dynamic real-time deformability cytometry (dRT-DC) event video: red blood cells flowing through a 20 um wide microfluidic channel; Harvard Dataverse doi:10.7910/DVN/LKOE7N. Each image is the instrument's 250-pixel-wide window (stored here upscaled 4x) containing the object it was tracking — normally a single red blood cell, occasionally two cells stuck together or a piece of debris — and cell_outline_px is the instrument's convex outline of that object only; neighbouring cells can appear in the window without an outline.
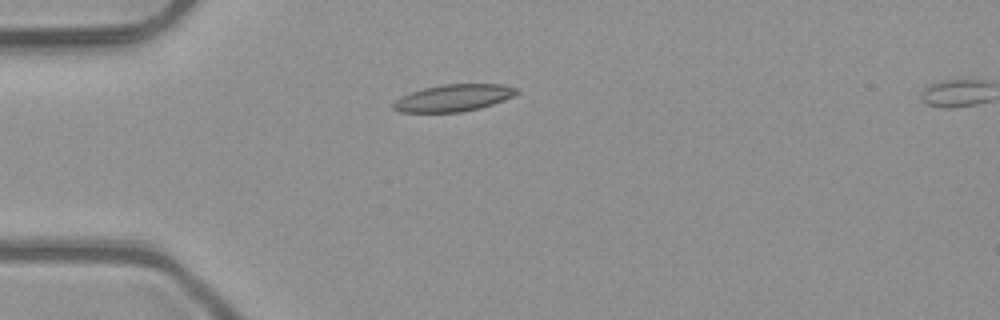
{"species": "common noctule bat (a hibernating species)", "species_latin": "Nyctalus noctula", "temperature_condition": "room temperature", "stored_images_in_passage": 4, "segment_of_instrument_passage": [1, 2], "camera_frame_rate_fps": 3000, "um_per_image_px": 0.085, "animal": {"sex": "male", "body_mass_g": 23.1, "forearm_length_mm": 52.7}, "frame": {"image": 1, "passage_image": 3, "time_ms": 0.667, "image_size_px": [1000, 320], "cell_outline_px": [[520, 92], [504, 100], [480, 108], [460, 112], [400, 112], [392, 108], [392, 104], [400, 96], [424, 88], [444, 84], [504, 84], [516, 88]], "centroid_in_image_um": [38.54, 8.32], "position_along_channel_um": 46.5, "area_um2": 19.31}}